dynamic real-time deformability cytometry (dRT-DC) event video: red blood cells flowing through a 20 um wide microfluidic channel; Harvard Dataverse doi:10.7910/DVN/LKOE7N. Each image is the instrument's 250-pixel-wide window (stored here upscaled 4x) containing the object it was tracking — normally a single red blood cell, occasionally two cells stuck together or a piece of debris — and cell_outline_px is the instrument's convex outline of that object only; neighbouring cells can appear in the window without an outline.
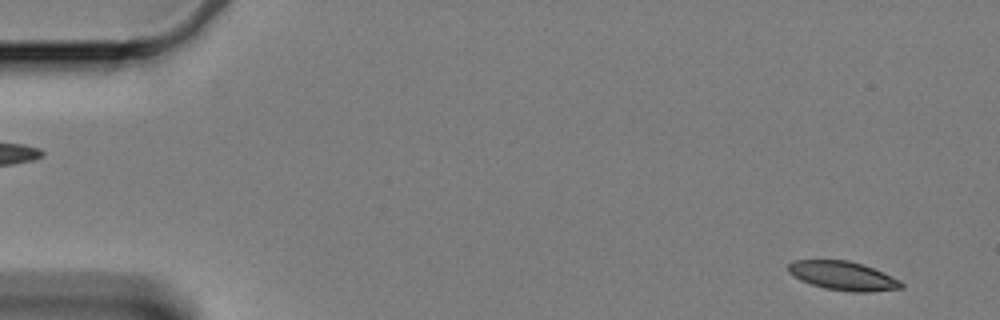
{"species": "Egyptian fruit bat (a non-hibernating species)", "species_latin": "Rousettus aegyptiacus", "temperature_condition": "cold", "stored_images_in_passage": 61, "camera_frame_rate_fps": 3000, "um_per_image_px": 0.085, "animal": {"sex": "female"}, "frame": {"image": 1, "passage_image": 4, "time_ms": 1.0, "image_size_px": [1000, 320], "cell_outline_px": [[904, 288], [872, 292], [852, 292], [824, 288], [800, 280], [788, 272], [788, 264], [792, 260], [848, 260], [864, 264], [900, 280], [904, 284]], "centroid_in_image_um": [71.67, 23.44], "position_along_channel_um": 13.3, "area_um2": 19.13}}
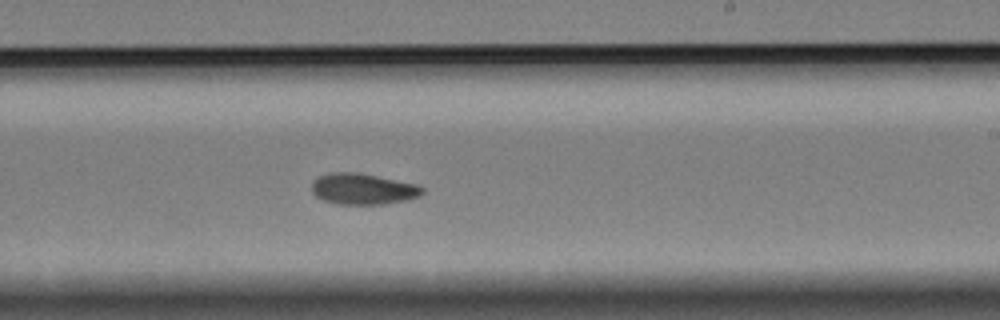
{"frame": {"image": 2, "passage_image": 37, "time_ms": 12.0, "image_size_px": [1000, 320], "cell_outline_px": [[424, 192], [420, 196], [404, 200], [384, 204], [340, 204], [324, 200], [316, 196], [312, 192], [312, 180], [320, 176], [332, 172], [356, 172], [416, 184], [424, 188]], "centroid_in_image_um": [30.84, 16.06], "position_along_channel_um": 258.2, "area_um2": 19.83}}
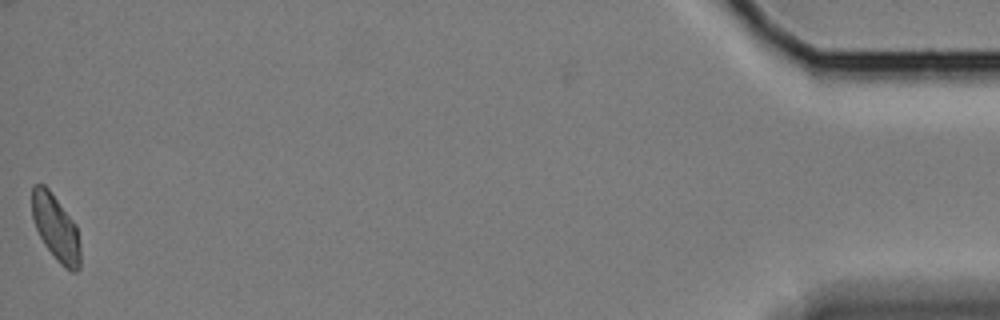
{"frame": {"image": 3, "passage_image": 61, "time_ms": 20.0, "image_size_px": [1000, 320], "cell_outline_px": [[80, 268], [76, 272], [72, 272], [64, 268], [56, 260], [44, 244], [36, 228], [32, 216], [32, 184], [44, 184], [48, 188], [76, 224], [80, 244]], "centroid_in_image_um": [4.75, 19.38], "position_along_channel_um": 430.4, "area_um2": 18.67}, "authors_computed_cell_mechanics": {"area_um2": 19.652, "velocity_mm_per_s": 3.2924, "shape_relaxation_time_tau1_ms": null, "shape_relaxation_time_tau2_ms": 4.8418, "deformation_change_tau1": null, "deformation_change_tau2": 0.0856}}